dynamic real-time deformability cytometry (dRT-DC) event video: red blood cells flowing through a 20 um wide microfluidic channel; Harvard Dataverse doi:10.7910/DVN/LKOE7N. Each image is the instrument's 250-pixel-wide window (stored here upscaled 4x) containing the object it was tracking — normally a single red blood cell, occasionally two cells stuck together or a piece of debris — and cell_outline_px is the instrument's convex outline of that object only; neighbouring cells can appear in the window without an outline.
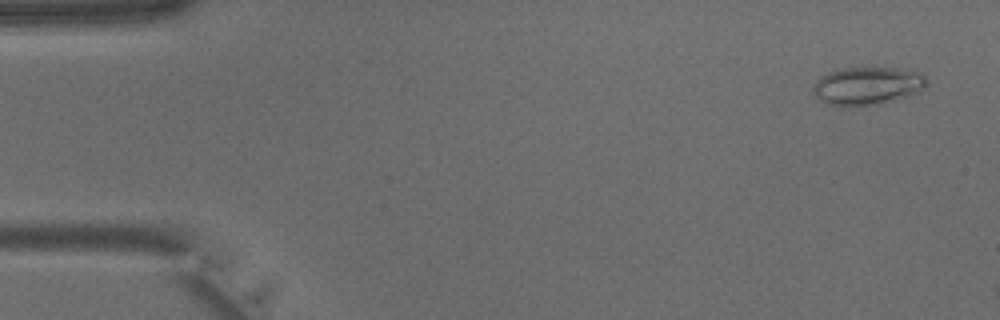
{"species": "common noctule bat (a hibernating species)", "species_latin": "Nyctalus noctula", "temperature_condition": "warm", "stored_images_in_passage": 7, "camera_frame_rate_fps": 3000, "um_per_image_px": 0.085, "animal": {"sex": "male", "body_mass_g": 15.6}, "frame": {"image": 1, "passage_image": 2, "time_ms": 0.333, "image_size_px": [1000, 320], "cell_outline_px": [[928, 84], [924, 88], [916, 92], [880, 104], [840, 108], [828, 104], [820, 100], [812, 92], [812, 88], [816, 80], [820, 76], [828, 72], [840, 68], [896, 68], [920, 72], [928, 80]], "centroid_in_image_um": [73.67, 7.31], "position_along_channel_um": 11.3, "area_um2": 25.37}}